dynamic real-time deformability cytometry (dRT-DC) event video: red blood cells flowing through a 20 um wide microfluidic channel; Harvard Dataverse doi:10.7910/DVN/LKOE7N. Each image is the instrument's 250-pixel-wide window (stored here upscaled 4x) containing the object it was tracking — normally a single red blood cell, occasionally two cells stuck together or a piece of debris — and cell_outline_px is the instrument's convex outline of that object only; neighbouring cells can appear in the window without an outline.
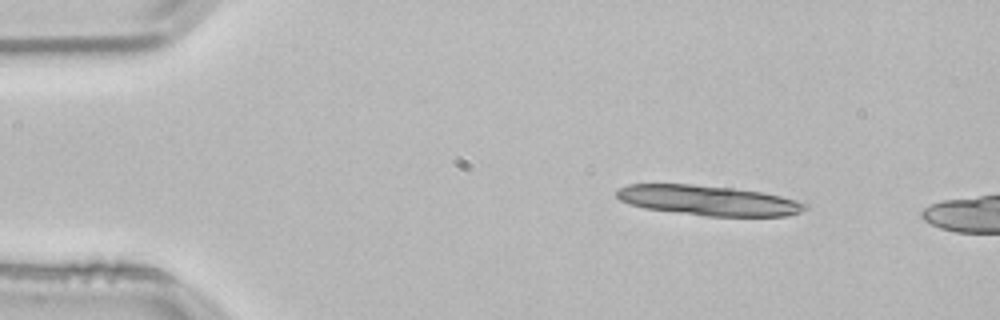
{"species": "common noctule bat (a hibernating species)", "species_latin": "Nyctalus noctula", "temperature_condition": "room temperature", "stored_images_in_passage": 24, "camera_frame_rate_fps": 3000, "um_per_image_px": 0.085, "animal": {"sex": "male", "body_mass_g": 21.5, "forearm_length_mm": 52.0}, "frame": {"image": 1, "passage_image": 6, "time_ms": 1.667, "image_size_px": [1000, 320], "cell_outline_px": [[808, 208], [800, 212], [788, 216], [708, 216], [644, 208], [628, 204], [620, 200], [616, 196], [616, 188], [628, 184], [692, 184], [732, 188], [764, 192], [804, 200], [808, 204]], "centroid_in_image_um": [60.27, 17.03], "position_along_channel_um": 24.7, "area_um2": 33.41}}